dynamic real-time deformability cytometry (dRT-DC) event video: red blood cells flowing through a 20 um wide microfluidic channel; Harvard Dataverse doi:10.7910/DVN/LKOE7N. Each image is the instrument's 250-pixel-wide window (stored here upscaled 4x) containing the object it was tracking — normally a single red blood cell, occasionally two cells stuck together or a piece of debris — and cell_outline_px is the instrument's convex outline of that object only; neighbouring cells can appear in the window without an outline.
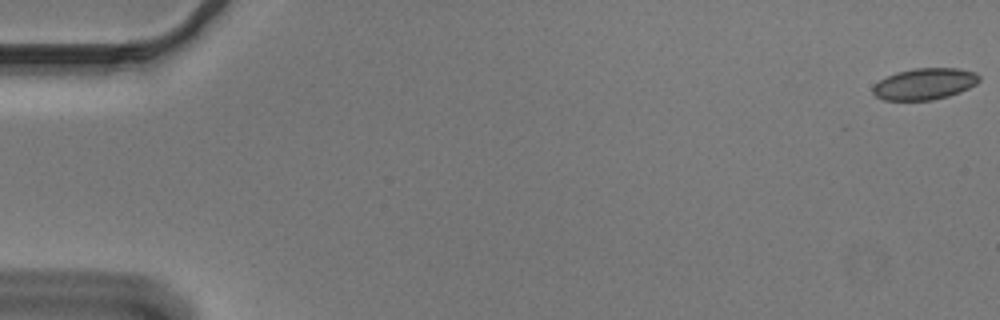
{"species": "Egyptian fruit bat (a non-hibernating species)", "species_latin": "Rousettus aegyptiacus", "temperature_condition": "cold", "stored_images_in_passage": 14, "camera_frame_rate_fps": 3000, "um_per_image_px": 0.085, "animal": {"sex": "male"}, "frame": {"image": 1, "passage_image": 1, "time_ms": 0.0, "image_size_px": [1000, 320], "cell_outline_px": [[980, 80], [976, 84], [960, 92], [948, 96], [932, 100], [884, 100], [876, 96], [872, 92], [872, 88], [880, 80], [896, 72], [916, 68], [960, 68], [976, 72], [980, 76]], "centroid_in_image_um": [78.62, 7.13], "position_along_channel_um": 6.4, "area_um2": 19.48}}